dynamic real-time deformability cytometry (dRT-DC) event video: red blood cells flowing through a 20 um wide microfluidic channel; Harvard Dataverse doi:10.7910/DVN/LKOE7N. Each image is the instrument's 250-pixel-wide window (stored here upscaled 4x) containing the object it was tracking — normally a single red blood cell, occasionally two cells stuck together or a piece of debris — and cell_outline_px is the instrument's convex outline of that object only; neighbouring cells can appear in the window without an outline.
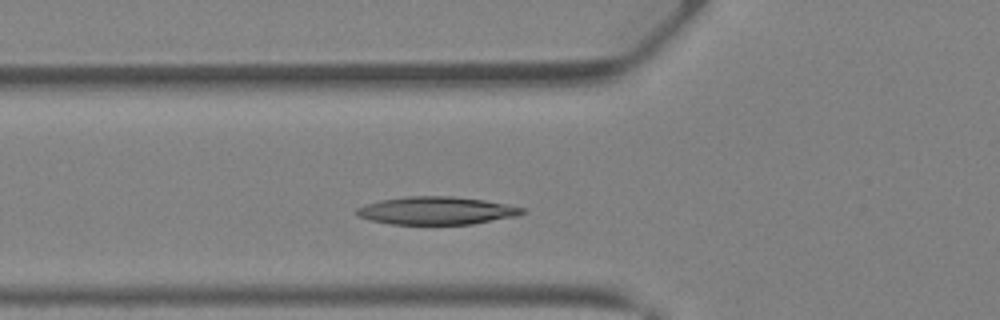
{"species": "Egyptian fruit bat (a non-hibernating species)", "species_latin": "Rousettus aegyptiacus", "temperature_condition": "warm", "stored_images_in_passage": 26, "camera_frame_rate_fps": 3000, "um_per_image_px": 0.085, "animal": {"sex": "female"}, "frame": {"image": 1, "passage_image": 7, "time_ms": 2.0, "image_size_px": [1000, 320], "cell_outline_px": [[524, 212], [520, 216], [472, 224], [388, 224], [372, 220], [360, 216], [352, 212], [356, 208], [380, 200], [404, 196], [452, 196], [484, 200], [524, 208]], "centroid_in_image_um": [37.1, 17.9], "position_along_channel_um": 88.7, "area_um2": 26.88}}
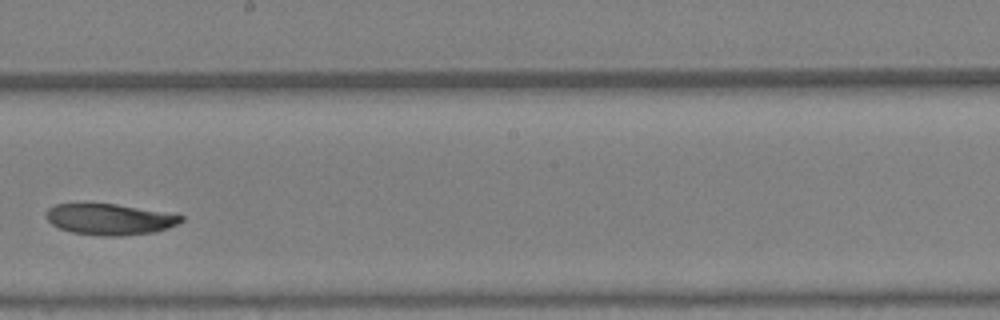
{"frame": {"image": 2, "passage_image": 16, "time_ms": 5.0, "image_size_px": [1000, 320], "cell_outline_px": [[184, 220], [168, 228], [156, 232], [120, 236], [96, 236], [72, 232], [60, 228], [52, 224], [48, 220], [48, 208], [56, 204], [116, 204], [184, 216]], "centroid_in_image_um": [9.33, 18.66], "position_along_channel_um": 238.9, "area_um2": 24.1}}
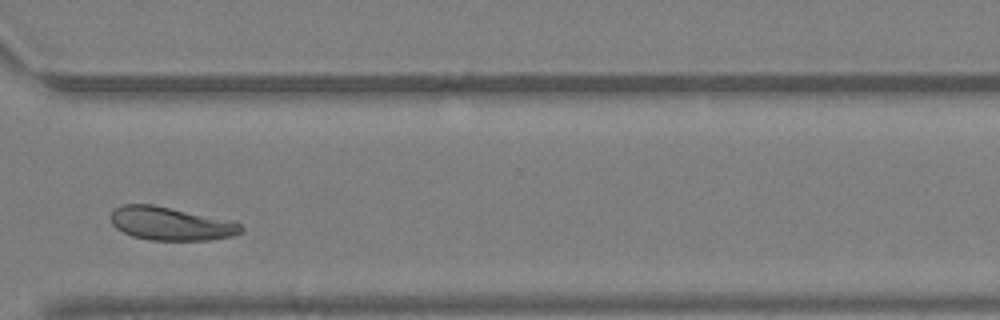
{"frame": {"image": 3, "passage_image": 23, "time_ms": 7.333, "image_size_px": [1000, 320], "cell_outline_px": [[244, 232], [232, 236], [208, 240], [148, 240], [132, 236], [116, 228], [112, 224], [112, 212], [116, 208], [124, 204], [152, 204], [236, 220], [244, 228]], "centroid_in_image_um": [14.6, 19.0], "position_along_channel_um": 356.0, "area_um2": 25.61}}